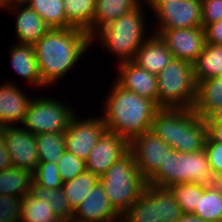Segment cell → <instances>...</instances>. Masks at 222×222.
I'll return each mask as SVG.
<instances>
[{
    "label": "cell",
    "mask_w": 222,
    "mask_h": 222,
    "mask_svg": "<svg viewBox=\"0 0 222 222\" xmlns=\"http://www.w3.org/2000/svg\"><path fill=\"white\" fill-rule=\"evenodd\" d=\"M91 46V37L86 31L76 28L49 29L34 44L43 89L56 85Z\"/></svg>",
    "instance_id": "cell-1"
},
{
    "label": "cell",
    "mask_w": 222,
    "mask_h": 222,
    "mask_svg": "<svg viewBox=\"0 0 222 222\" xmlns=\"http://www.w3.org/2000/svg\"><path fill=\"white\" fill-rule=\"evenodd\" d=\"M110 86L101 114L106 130L117 133L129 142L150 131L160 107L154 101L122 88L115 80Z\"/></svg>",
    "instance_id": "cell-2"
},
{
    "label": "cell",
    "mask_w": 222,
    "mask_h": 222,
    "mask_svg": "<svg viewBox=\"0 0 222 222\" xmlns=\"http://www.w3.org/2000/svg\"><path fill=\"white\" fill-rule=\"evenodd\" d=\"M151 132L177 152L204 149L208 136L206 120L193 109L160 108L153 120Z\"/></svg>",
    "instance_id": "cell-3"
},
{
    "label": "cell",
    "mask_w": 222,
    "mask_h": 222,
    "mask_svg": "<svg viewBox=\"0 0 222 222\" xmlns=\"http://www.w3.org/2000/svg\"><path fill=\"white\" fill-rule=\"evenodd\" d=\"M144 6L141 4L98 29L91 36V44L94 45L98 40L100 47L107 49V53L116 57L118 63L133 61L137 50L153 32L150 34L147 32Z\"/></svg>",
    "instance_id": "cell-4"
},
{
    "label": "cell",
    "mask_w": 222,
    "mask_h": 222,
    "mask_svg": "<svg viewBox=\"0 0 222 222\" xmlns=\"http://www.w3.org/2000/svg\"><path fill=\"white\" fill-rule=\"evenodd\" d=\"M189 182L197 183L204 190L220 187L219 174L210 167L205 149L190 153L173 150L164 164L146 181L153 186L167 188Z\"/></svg>",
    "instance_id": "cell-5"
},
{
    "label": "cell",
    "mask_w": 222,
    "mask_h": 222,
    "mask_svg": "<svg viewBox=\"0 0 222 222\" xmlns=\"http://www.w3.org/2000/svg\"><path fill=\"white\" fill-rule=\"evenodd\" d=\"M99 182L110 205L121 217L138 199L146 184L130 151L100 176Z\"/></svg>",
    "instance_id": "cell-6"
},
{
    "label": "cell",
    "mask_w": 222,
    "mask_h": 222,
    "mask_svg": "<svg viewBox=\"0 0 222 222\" xmlns=\"http://www.w3.org/2000/svg\"><path fill=\"white\" fill-rule=\"evenodd\" d=\"M157 86L160 108L193 109L197 94L193 64L173 58L157 75Z\"/></svg>",
    "instance_id": "cell-7"
},
{
    "label": "cell",
    "mask_w": 222,
    "mask_h": 222,
    "mask_svg": "<svg viewBox=\"0 0 222 222\" xmlns=\"http://www.w3.org/2000/svg\"><path fill=\"white\" fill-rule=\"evenodd\" d=\"M59 100L49 96L33 97L21 126L35 135L65 131L77 112L69 103Z\"/></svg>",
    "instance_id": "cell-8"
},
{
    "label": "cell",
    "mask_w": 222,
    "mask_h": 222,
    "mask_svg": "<svg viewBox=\"0 0 222 222\" xmlns=\"http://www.w3.org/2000/svg\"><path fill=\"white\" fill-rule=\"evenodd\" d=\"M201 10V0L167 1L151 12L157 24L153 27L155 30L202 27Z\"/></svg>",
    "instance_id": "cell-9"
},
{
    "label": "cell",
    "mask_w": 222,
    "mask_h": 222,
    "mask_svg": "<svg viewBox=\"0 0 222 222\" xmlns=\"http://www.w3.org/2000/svg\"><path fill=\"white\" fill-rule=\"evenodd\" d=\"M129 151L133 154L141 177L147 181L164 164L173 148L147 131L129 142Z\"/></svg>",
    "instance_id": "cell-10"
},
{
    "label": "cell",
    "mask_w": 222,
    "mask_h": 222,
    "mask_svg": "<svg viewBox=\"0 0 222 222\" xmlns=\"http://www.w3.org/2000/svg\"><path fill=\"white\" fill-rule=\"evenodd\" d=\"M105 131L106 125L101 116L80 119L76 114L64 131L65 148L77 158L86 161Z\"/></svg>",
    "instance_id": "cell-11"
},
{
    "label": "cell",
    "mask_w": 222,
    "mask_h": 222,
    "mask_svg": "<svg viewBox=\"0 0 222 222\" xmlns=\"http://www.w3.org/2000/svg\"><path fill=\"white\" fill-rule=\"evenodd\" d=\"M171 51L173 58L193 64L206 43L203 27L154 30Z\"/></svg>",
    "instance_id": "cell-12"
},
{
    "label": "cell",
    "mask_w": 222,
    "mask_h": 222,
    "mask_svg": "<svg viewBox=\"0 0 222 222\" xmlns=\"http://www.w3.org/2000/svg\"><path fill=\"white\" fill-rule=\"evenodd\" d=\"M4 137L12 167L33 173L39 163L36 135L17 125L4 127Z\"/></svg>",
    "instance_id": "cell-13"
},
{
    "label": "cell",
    "mask_w": 222,
    "mask_h": 222,
    "mask_svg": "<svg viewBox=\"0 0 222 222\" xmlns=\"http://www.w3.org/2000/svg\"><path fill=\"white\" fill-rule=\"evenodd\" d=\"M128 152L129 141L117 133L106 130L85 161L86 171L100 177Z\"/></svg>",
    "instance_id": "cell-14"
},
{
    "label": "cell",
    "mask_w": 222,
    "mask_h": 222,
    "mask_svg": "<svg viewBox=\"0 0 222 222\" xmlns=\"http://www.w3.org/2000/svg\"><path fill=\"white\" fill-rule=\"evenodd\" d=\"M3 9L16 16L14 30L19 44L34 45L50 29L25 2L9 1Z\"/></svg>",
    "instance_id": "cell-15"
},
{
    "label": "cell",
    "mask_w": 222,
    "mask_h": 222,
    "mask_svg": "<svg viewBox=\"0 0 222 222\" xmlns=\"http://www.w3.org/2000/svg\"><path fill=\"white\" fill-rule=\"evenodd\" d=\"M118 76L114 80L124 89L148 98L157 104V75L139 67L133 61L117 64Z\"/></svg>",
    "instance_id": "cell-16"
},
{
    "label": "cell",
    "mask_w": 222,
    "mask_h": 222,
    "mask_svg": "<svg viewBox=\"0 0 222 222\" xmlns=\"http://www.w3.org/2000/svg\"><path fill=\"white\" fill-rule=\"evenodd\" d=\"M14 82H5L0 86V127L19 126L24 121L25 114L33 98Z\"/></svg>",
    "instance_id": "cell-17"
},
{
    "label": "cell",
    "mask_w": 222,
    "mask_h": 222,
    "mask_svg": "<svg viewBox=\"0 0 222 222\" xmlns=\"http://www.w3.org/2000/svg\"><path fill=\"white\" fill-rule=\"evenodd\" d=\"M75 219L82 222H119L121 216L110 205L104 188L96 183L73 212Z\"/></svg>",
    "instance_id": "cell-18"
},
{
    "label": "cell",
    "mask_w": 222,
    "mask_h": 222,
    "mask_svg": "<svg viewBox=\"0 0 222 222\" xmlns=\"http://www.w3.org/2000/svg\"><path fill=\"white\" fill-rule=\"evenodd\" d=\"M173 59L169 48L152 33L136 52L133 62L148 72L158 75Z\"/></svg>",
    "instance_id": "cell-19"
},
{
    "label": "cell",
    "mask_w": 222,
    "mask_h": 222,
    "mask_svg": "<svg viewBox=\"0 0 222 222\" xmlns=\"http://www.w3.org/2000/svg\"><path fill=\"white\" fill-rule=\"evenodd\" d=\"M9 47L12 69L17 75L28 81L27 83H30L31 87L42 88V78L38 69L34 45L17 43Z\"/></svg>",
    "instance_id": "cell-20"
},
{
    "label": "cell",
    "mask_w": 222,
    "mask_h": 222,
    "mask_svg": "<svg viewBox=\"0 0 222 222\" xmlns=\"http://www.w3.org/2000/svg\"><path fill=\"white\" fill-rule=\"evenodd\" d=\"M122 222H161L157 186L146 183L138 199L121 217Z\"/></svg>",
    "instance_id": "cell-21"
},
{
    "label": "cell",
    "mask_w": 222,
    "mask_h": 222,
    "mask_svg": "<svg viewBox=\"0 0 222 222\" xmlns=\"http://www.w3.org/2000/svg\"><path fill=\"white\" fill-rule=\"evenodd\" d=\"M222 105V84L219 78H210L197 83V94L193 110L207 118Z\"/></svg>",
    "instance_id": "cell-22"
},
{
    "label": "cell",
    "mask_w": 222,
    "mask_h": 222,
    "mask_svg": "<svg viewBox=\"0 0 222 222\" xmlns=\"http://www.w3.org/2000/svg\"><path fill=\"white\" fill-rule=\"evenodd\" d=\"M141 0H96L91 36L101 27L140 6Z\"/></svg>",
    "instance_id": "cell-23"
},
{
    "label": "cell",
    "mask_w": 222,
    "mask_h": 222,
    "mask_svg": "<svg viewBox=\"0 0 222 222\" xmlns=\"http://www.w3.org/2000/svg\"><path fill=\"white\" fill-rule=\"evenodd\" d=\"M196 82L218 78L222 74V45L205 43L203 51L193 63Z\"/></svg>",
    "instance_id": "cell-24"
},
{
    "label": "cell",
    "mask_w": 222,
    "mask_h": 222,
    "mask_svg": "<svg viewBox=\"0 0 222 222\" xmlns=\"http://www.w3.org/2000/svg\"><path fill=\"white\" fill-rule=\"evenodd\" d=\"M67 17V28L86 31L91 37L96 0H63Z\"/></svg>",
    "instance_id": "cell-25"
},
{
    "label": "cell",
    "mask_w": 222,
    "mask_h": 222,
    "mask_svg": "<svg viewBox=\"0 0 222 222\" xmlns=\"http://www.w3.org/2000/svg\"><path fill=\"white\" fill-rule=\"evenodd\" d=\"M33 173L26 169L10 167L0 171V195L24 197L30 192Z\"/></svg>",
    "instance_id": "cell-26"
},
{
    "label": "cell",
    "mask_w": 222,
    "mask_h": 222,
    "mask_svg": "<svg viewBox=\"0 0 222 222\" xmlns=\"http://www.w3.org/2000/svg\"><path fill=\"white\" fill-rule=\"evenodd\" d=\"M29 5L50 28H67L63 0H27Z\"/></svg>",
    "instance_id": "cell-27"
},
{
    "label": "cell",
    "mask_w": 222,
    "mask_h": 222,
    "mask_svg": "<svg viewBox=\"0 0 222 222\" xmlns=\"http://www.w3.org/2000/svg\"><path fill=\"white\" fill-rule=\"evenodd\" d=\"M98 182L99 177L89 171H85L79 174L77 177L63 182L62 188L64 190L68 205L73 212Z\"/></svg>",
    "instance_id": "cell-28"
},
{
    "label": "cell",
    "mask_w": 222,
    "mask_h": 222,
    "mask_svg": "<svg viewBox=\"0 0 222 222\" xmlns=\"http://www.w3.org/2000/svg\"><path fill=\"white\" fill-rule=\"evenodd\" d=\"M49 202L35 198L31 193L22 197L20 222H59Z\"/></svg>",
    "instance_id": "cell-29"
},
{
    "label": "cell",
    "mask_w": 222,
    "mask_h": 222,
    "mask_svg": "<svg viewBox=\"0 0 222 222\" xmlns=\"http://www.w3.org/2000/svg\"><path fill=\"white\" fill-rule=\"evenodd\" d=\"M35 198L47 201L51 205V209L59 220L68 219L73 216V211L70 209L65 193L62 187L57 189H48L40 186L34 181L30 192Z\"/></svg>",
    "instance_id": "cell-30"
},
{
    "label": "cell",
    "mask_w": 222,
    "mask_h": 222,
    "mask_svg": "<svg viewBox=\"0 0 222 222\" xmlns=\"http://www.w3.org/2000/svg\"><path fill=\"white\" fill-rule=\"evenodd\" d=\"M39 162L57 164L66 150L63 132H46L36 135Z\"/></svg>",
    "instance_id": "cell-31"
},
{
    "label": "cell",
    "mask_w": 222,
    "mask_h": 222,
    "mask_svg": "<svg viewBox=\"0 0 222 222\" xmlns=\"http://www.w3.org/2000/svg\"><path fill=\"white\" fill-rule=\"evenodd\" d=\"M194 214L206 222H221L222 188L204 190L203 195H199L198 206H196Z\"/></svg>",
    "instance_id": "cell-32"
},
{
    "label": "cell",
    "mask_w": 222,
    "mask_h": 222,
    "mask_svg": "<svg viewBox=\"0 0 222 222\" xmlns=\"http://www.w3.org/2000/svg\"><path fill=\"white\" fill-rule=\"evenodd\" d=\"M179 204L182 213H194L198 206L199 195H203L204 189L197 183H179L168 187Z\"/></svg>",
    "instance_id": "cell-33"
},
{
    "label": "cell",
    "mask_w": 222,
    "mask_h": 222,
    "mask_svg": "<svg viewBox=\"0 0 222 222\" xmlns=\"http://www.w3.org/2000/svg\"><path fill=\"white\" fill-rule=\"evenodd\" d=\"M157 203L161 222H175L182 214L179 204L167 187L157 186Z\"/></svg>",
    "instance_id": "cell-34"
},
{
    "label": "cell",
    "mask_w": 222,
    "mask_h": 222,
    "mask_svg": "<svg viewBox=\"0 0 222 222\" xmlns=\"http://www.w3.org/2000/svg\"><path fill=\"white\" fill-rule=\"evenodd\" d=\"M58 170L57 164L51 161L39 162L33 172V181L48 189L60 188L63 185V181Z\"/></svg>",
    "instance_id": "cell-35"
},
{
    "label": "cell",
    "mask_w": 222,
    "mask_h": 222,
    "mask_svg": "<svg viewBox=\"0 0 222 222\" xmlns=\"http://www.w3.org/2000/svg\"><path fill=\"white\" fill-rule=\"evenodd\" d=\"M57 166L63 182L71 180L86 171L85 161L67 150L62 154Z\"/></svg>",
    "instance_id": "cell-36"
},
{
    "label": "cell",
    "mask_w": 222,
    "mask_h": 222,
    "mask_svg": "<svg viewBox=\"0 0 222 222\" xmlns=\"http://www.w3.org/2000/svg\"><path fill=\"white\" fill-rule=\"evenodd\" d=\"M22 197L0 195V222L21 221Z\"/></svg>",
    "instance_id": "cell-37"
},
{
    "label": "cell",
    "mask_w": 222,
    "mask_h": 222,
    "mask_svg": "<svg viewBox=\"0 0 222 222\" xmlns=\"http://www.w3.org/2000/svg\"><path fill=\"white\" fill-rule=\"evenodd\" d=\"M205 152L210 167L217 174L222 173V142L214 141L209 135L205 142Z\"/></svg>",
    "instance_id": "cell-38"
},
{
    "label": "cell",
    "mask_w": 222,
    "mask_h": 222,
    "mask_svg": "<svg viewBox=\"0 0 222 222\" xmlns=\"http://www.w3.org/2000/svg\"><path fill=\"white\" fill-rule=\"evenodd\" d=\"M202 1V27L222 20V0Z\"/></svg>",
    "instance_id": "cell-39"
},
{
    "label": "cell",
    "mask_w": 222,
    "mask_h": 222,
    "mask_svg": "<svg viewBox=\"0 0 222 222\" xmlns=\"http://www.w3.org/2000/svg\"><path fill=\"white\" fill-rule=\"evenodd\" d=\"M204 30L206 43L222 45V20L207 25Z\"/></svg>",
    "instance_id": "cell-40"
},
{
    "label": "cell",
    "mask_w": 222,
    "mask_h": 222,
    "mask_svg": "<svg viewBox=\"0 0 222 222\" xmlns=\"http://www.w3.org/2000/svg\"><path fill=\"white\" fill-rule=\"evenodd\" d=\"M12 167L9 152L6 149L4 127H0V171Z\"/></svg>",
    "instance_id": "cell-41"
},
{
    "label": "cell",
    "mask_w": 222,
    "mask_h": 222,
    "mask_svg": "<svg viewBox=\"0 0 222 222\" xmlns=\"http://www.w3.org/2000/svg\"><path fill=\"white\" fill-rule=\"evenodd\" d=\"M208 135L218 142H222V123H207Z\"/></svg>",
    "instance_id": "cell-42"
},
{
    "label": "cell",
    "mask_w": 222,
    "mask_h": 222,
    "mask_svg": "<svg viewBox=\"0 0 222 222\" xmlns=\"http://www.w3.org/2000/svg\"><path fill=\"white\" fill-rule=\"evenodd\" d=\"M175 222H206L194 213H182Z\"/></svg>",
    "instance_id": "cell-43"
},
{
    "label": "cell",
    "mask_w": 222,
    "mask_h": 222,
    "mask_svg": "<svg viewBox=\"0 0 222 222\" xmlns=\"http://www.w3.org/2000/svg\"><path fill=\"white\" fill-rule=\"evenodd\" d=\"M205 120L206 123H222V105L214 110Z\"/></svg>",
    "instance_id": "cell-44"
},
{
    "label": "cell",
    "mask_w": 222,
    "mask_h": 222,
    "mask_svg": "<svg viewBox=\"0 0 222 222\" xmlns=\"http://www.w3.org/2000/svg\"><path fill=\"white\" fill-rule=\"evenodd\" d=\"M167 1H173V0H141V3L144 5H147L149 8V11L153 12L160 4L166 3Z\"/></svg>",
    "instance_id": "cell-45"
},
{
    "label": "cell",
    "mask_w": 222,
    "mask_h": 222,
    "mask_svg": "<svg viewBox=\"0 0 222 222\" xmlns=\"http://www.w3.org/2000/svg\"><path fill=\"white\" fill-rule=\"evenodd\" d=\"M59 222H82V221H79V220L75 219L74 217H71L68 219L60 220Z\"/></svg>",
    "instance_id": "cell-46"
},
{
    "label": "cell",
    "mask_w": 222,
    "mask_h": 222,
    "mask_svg": "<svg viewBox=\"0 0 222 222\" xmlns=\"http://www.w3.org/2000/svg\"><path fill=\"white\" fill-rule=\"evenodd\" d=\"M10 0H0V8L1 11L2 9L6 6V4L9 2Z\"/></svg>",
    "instance_id": "cell-47"
},
{
    "label": "cell",
    "mask_w": 222,
    "mask_h": 222,
    "mask_svg": "<svg viewBox=\"0 0 222 222\" xmlns=\"http://www.w3.org/2000/svg\"><path fill=\"white\" fill-rule=\"evenodd\" d=\"M219 179H220V187L222 188V173L219 174Z\"/></svg>",
    "instance_id": "cell-48"
},
{
    "label": "cell",
    "mask_w": 222,
    "mask_h": 222,
    "mask_svg": "<svg viewBox=\"0 0 222 222\" xmlns=\"http://www.w3.org/2000/svg\"><path fill=\"white\" fill-rule=\"evenodd\" d=\"M10 1L26 2L27 0H10Z\"/></svg>",
    "instance_id": "cell-49"
},
{
    "label": "cell",
    "mask_w": 222,
    "mask_h": 222,
    "mask_svg": "<svg viewBox=\"0 0 222 222\" xmlns=\"http://www.w3.org/2000/svg\"><path fill=\"white\" fill-rule=\"evenodd\" d=\"M222 84V74L218 77Z\"/></svg>",
    "instance_id": "cell-50"
}]
</instances>
